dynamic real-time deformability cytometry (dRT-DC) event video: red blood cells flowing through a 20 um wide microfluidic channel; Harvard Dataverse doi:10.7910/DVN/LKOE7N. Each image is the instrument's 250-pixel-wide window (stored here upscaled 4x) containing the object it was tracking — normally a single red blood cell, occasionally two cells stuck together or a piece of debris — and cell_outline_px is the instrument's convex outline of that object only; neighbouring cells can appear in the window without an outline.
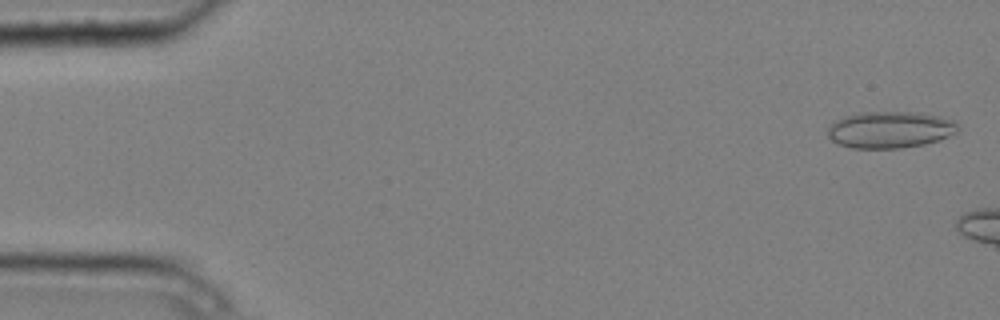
{"species": "common noctule bat (a hibernating species)", "species_latin": "Nyctalus noctula", "temperature_condition": "cold", "stored_images_in_passage": 6, "camera_frame_rate_fps": 3000, "um_per_image_px": 0.085, "animal": {"sex": "male", "body_mass_g": 20.4}, "frame": {"image": 1, "passage_image": 1, "time_ms": 0.0, "image_size_px": [1000, 320], "cell_outline_px": [[960, 128], [956, 132], [940, 140], [924, 144], [904, 148], [852, 148], [840, 144], [832, 140], [828, 136], [828, 128], [832, 120], [856, 112], [916, 112], [940, 116], [956, 120], [960, 124]], "centroid_in_image_um": [75.67, 11.01], "position_along_channel_um": 9.3, "area_um2": 28.26}}